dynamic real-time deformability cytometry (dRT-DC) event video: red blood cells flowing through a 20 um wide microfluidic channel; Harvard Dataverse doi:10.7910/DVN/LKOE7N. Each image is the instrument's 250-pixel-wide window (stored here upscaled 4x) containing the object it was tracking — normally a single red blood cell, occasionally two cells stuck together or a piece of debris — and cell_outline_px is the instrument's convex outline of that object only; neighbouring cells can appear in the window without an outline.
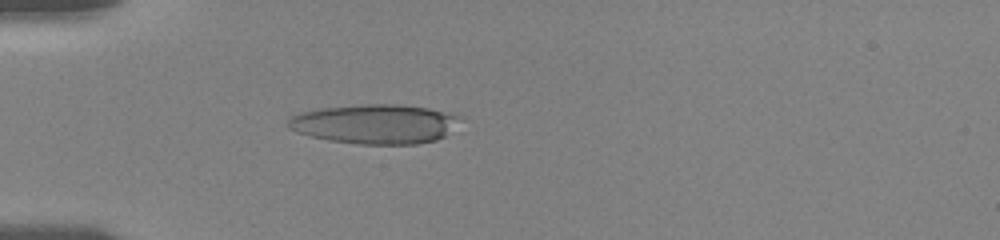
{"species": "human", "species_latin": "Homo sapiens", "temperature_condition": "room temperature", "stored_images_in_passage": 41, "camera_frame_rate_fps": 3000, "um_per_image_px": 0.085, "donor": {"sex": "female"}, "frame": {"image": 1, "passage_image": 13, "time_ms": 5.0, "image_size_px": [1000, 240], "cell_outline_px": [[460, 116], [444, 136], [436, 140], [416, 144], [360, 144], [328, 140], [296, 132], [288, 128], [288, 120], [292, 116], [304, 112], [320, 108], [368, 104], [396, 104], [428, 108]], "centroid_in_image_um": [31.82, 10.54], "position_along_channel_um": 53.2, "area_um2": 38.9}}
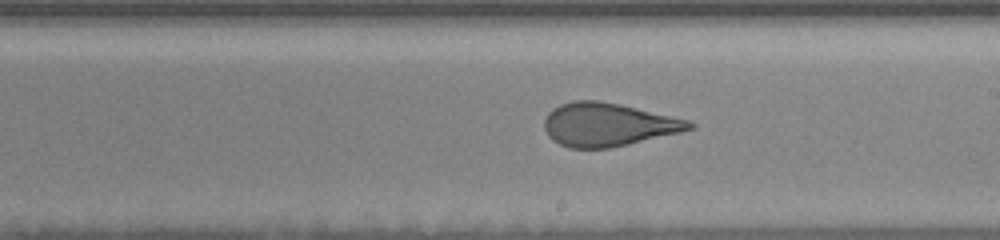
{"frame": {"image": 2, "passage_image": 28, "time_ms": 10.333, "image_size_px": [1000, 240], "cell_outline_px": [[696, 128], [680, 132], [628, 144], [608, 148], [568, 148], [552, 140], [548, 136], [544, 128], [544, 120], [548, 112], [552, 108], [560, 104], [572, 100], [600, 100], [620, 104], [688, 120], [696, 124]], "centroid_in_image_um": [51.65, 10.58], "position_along_channel_um": 237.4, "area_um2": 36.65}}
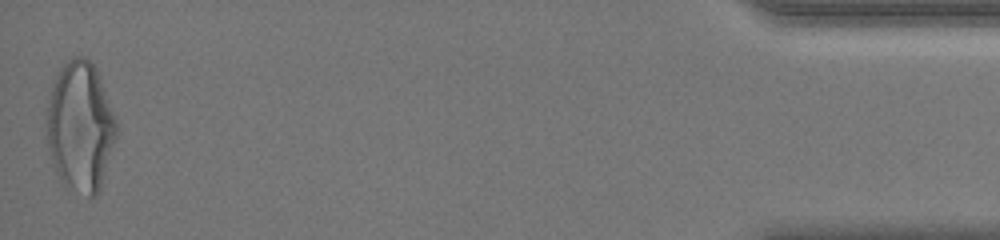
{"frame": {"image": 3, "passage_image": 41, "time_ms": 17.667, "image_size_px": [1000, 240], "cell_outline_px": [[116, 136], [100, 188], [96, 196], [88, 196], [60, 180], [56, 172], [48, 148], [48, 108], [52, 84], [60, 68], [72, 56], [84, 56], [96, 68], [116, 120]], "centroid_in_image_um": [6.83, 10.73], "position_along_channel_um": 428.4, "area_um2": 51.62}, "authors_computed_cell_mechanics": {"area_um2": 37.6278, "velocity_mm_per_s": 3.7016, "shape_relaxation_time_tau1_ms": 4.7131, "shape_relaxation_time_tau2_ms": 1.0061, "deformation_change_tau1": 0.1843, "deformation_change_tau2": 0.0951}}